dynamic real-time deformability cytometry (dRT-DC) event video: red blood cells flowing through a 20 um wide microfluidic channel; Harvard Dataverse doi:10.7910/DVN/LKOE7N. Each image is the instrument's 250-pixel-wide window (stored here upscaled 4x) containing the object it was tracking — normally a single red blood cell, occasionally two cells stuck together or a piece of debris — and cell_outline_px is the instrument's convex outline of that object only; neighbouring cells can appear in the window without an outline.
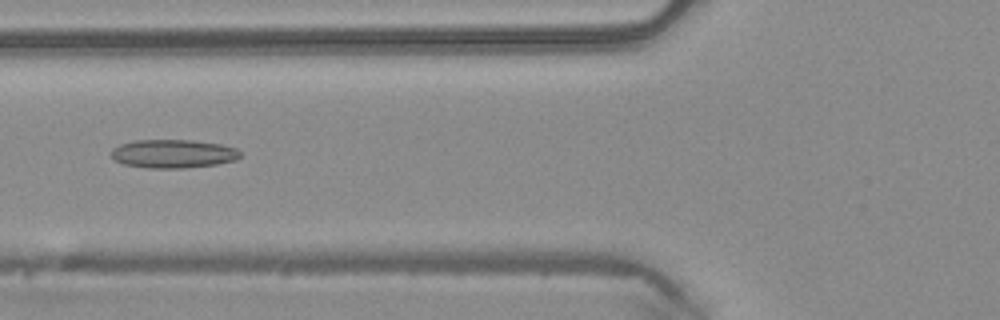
{"species": "common noctule bat (a hibernating species)", "species_latin": "Nyctalus noctula", "temperature_condition": "warm", "stored_images_in_passage": 44, "camera_frame_rate_fps": 3000, "um_per_image_px": 0.085, "animal": {"sex": "male", "body_mass_g": 20.4}, "frame": {"image": 1, "passage_image": 14, "time_ms": 4.333, "image_size_px": [1000, 320], "cell_outline_px": [[240, 156], [236, 160], [216, 164], [184, 168], [148, 168], [124, 164], [116, 160], [112, 156], [112, 148], [120, 144], [136, 140], [192, 140], [220, 144], [236, 148], [240, 152]], "centroid_in_image_um": [14.72, 13.06], "position_along_channel_um": 111.1, "area_um2": 21.33}}
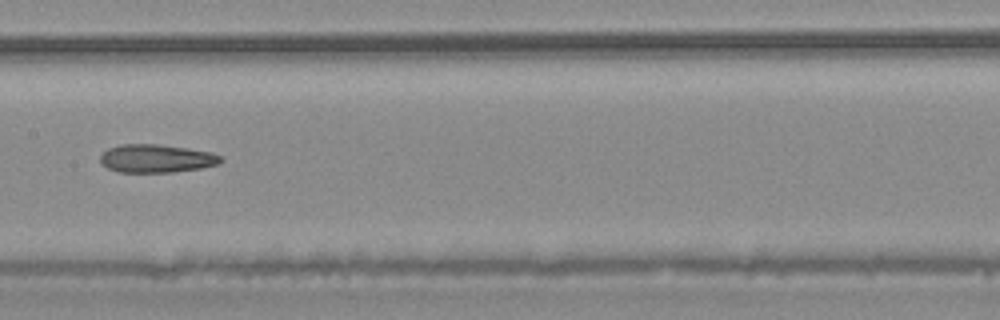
{"frame": {"image": 2, "passage_image": 20, "time_ms": 6.333, "image_size_px": [1000, 320], "cell_outline_px": [[224, 160], [220, 164], [200, 168], [172, 172], [116, 172], [108, 168], [100, 160], [100, 156], [108, 148], [120, 144], [156, 144], [188, 148], [212, 152], [220, 156]], "centroid_in_image_um": [13.31, 13.47], "position_along_channel_um": 194.1, "area_um2": 19.83}}
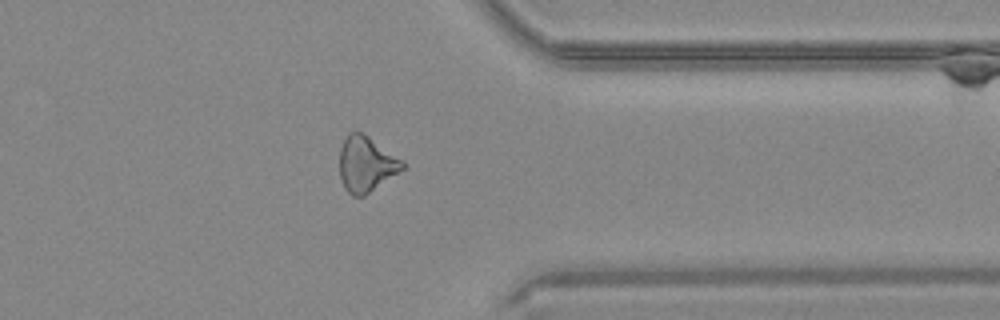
{"frame": {"image": 3, "passage_image": 34, "time_ms": 11.0, "image_size_px": [1000, 320], "cell_outline_px": [[408, 164], [404, 168], [364, 196], [352, 196], [344, 188], [340, 176], [340, 148], [348, 132], [360, 132], [368, 136], [404, 160]], "centroid_in_image_um": [31.13, 13.94], "position_along_channel_um": 380.3, "area_um2": 20.29}, "authors_computed_cell_mechanics": {"area_um2": 20.8658, "velocity_mm_per_s": 4.1469, "shape_relaxation_time_tau1_ms": null, "shape_relaxation_time_tau2_ms": 8.0223, "deformation_change_tau1": null, "deformation_change_tau2": 0.2155}}